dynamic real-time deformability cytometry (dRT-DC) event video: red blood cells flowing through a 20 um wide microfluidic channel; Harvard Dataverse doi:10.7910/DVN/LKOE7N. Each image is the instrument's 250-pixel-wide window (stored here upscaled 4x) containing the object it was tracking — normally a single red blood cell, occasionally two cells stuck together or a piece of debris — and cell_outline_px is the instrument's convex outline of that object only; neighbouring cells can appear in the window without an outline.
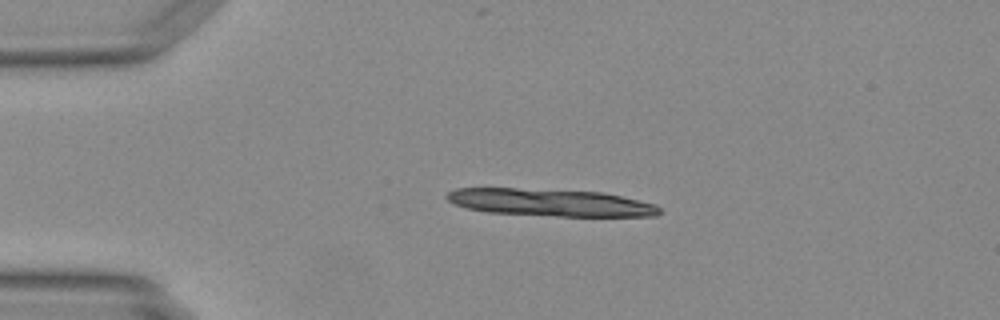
{"species": "Egyptian fruit bat (a non-hibernating species)", "species_latin": "Rousettus aegyptiacus", "temperature_condition": "warm", "stored_images_in_passage": 18, "camera_frame_rate_fps": 3000, "um_per_image_px": 0.085, "animal": {"sex": "female"}, "frame": {"image": 1, "passage_image": 8, "time_ms": 2.333, "image_size_px": [1000, 320], "cell_outline_px": [[660, 212], [656, 216], [556, 216], [488, 212], [468, 208], [456, 204], [448, 200], [444, 196], [448, 192], [456, 188], [516, 188], [600, 192], [620, 196], [656, 204], [660, 208]], "centroid_in_image_um": [46.77, 17.21], "position_along_channel_um": 38.2, "area_um2": 33.58}}